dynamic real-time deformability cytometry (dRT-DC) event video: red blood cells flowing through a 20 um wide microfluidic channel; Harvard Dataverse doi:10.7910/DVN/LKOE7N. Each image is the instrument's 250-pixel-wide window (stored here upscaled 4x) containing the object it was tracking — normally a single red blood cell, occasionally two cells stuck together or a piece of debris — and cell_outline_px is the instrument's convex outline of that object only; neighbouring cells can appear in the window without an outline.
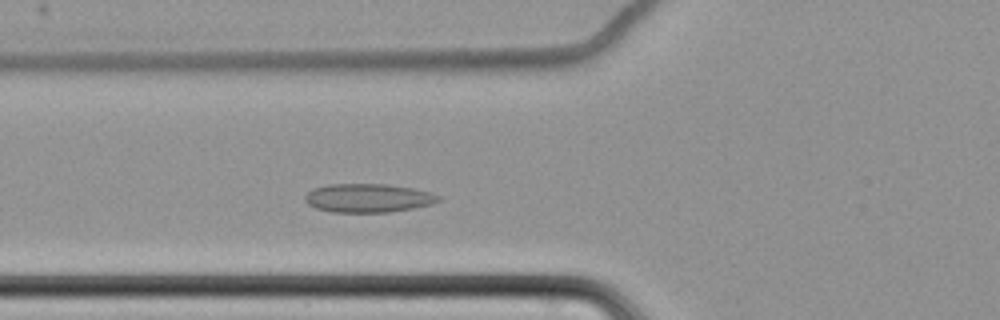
{"species": "common noctule bat (a hibernating species)", "species_latin": "Nyctalus noctula", "temperature_condition": "cold", "stored_images_in_passage": 53, "camera_frame_rate_fps": 3000, "um_per_image_px": 0.085, "animal": {"sex": "female", "body_mass_g": 22.7, "forearm_length_mm": 54.2}, "frame": {"image": 1, "passage_image": 16, "time_ms": 5.0, "image_size_px": [1000, 320], "cell_outline_px": [[440, 200], [432, 204], [412, 208], [388, 212], [332, 212], [316, 208], [308, 204], [304, 200], [304, 196], [312, 188], [328, 184], [388, 184], [412, 188], [432, 192], [440, 196]], "centroid_in_image_um": [31.28, 16.82], "position_along_channel_um": 94.5, "area_um2": 22.37}}
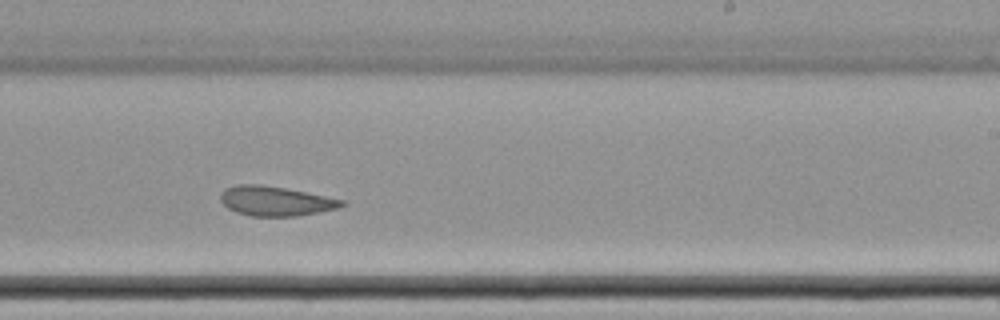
{"frame": {"image": 2, "passage_image": 31, "time_ms": 10.0, "image_size_px": [1000, 320], "cell_outline_px": [[348, 204], [340, 208], [320, 212], [296, 216], [252, 216], [236, 212], [228, 208], [220, 200], [220, 192], [224, 188], [236, 184], [260, 184], [284, 188], [344, 200]], "centroid_in_image_um": [23.41, 17.09], "position_along_channel_um": 265.6, "area_um2": 20.98}}
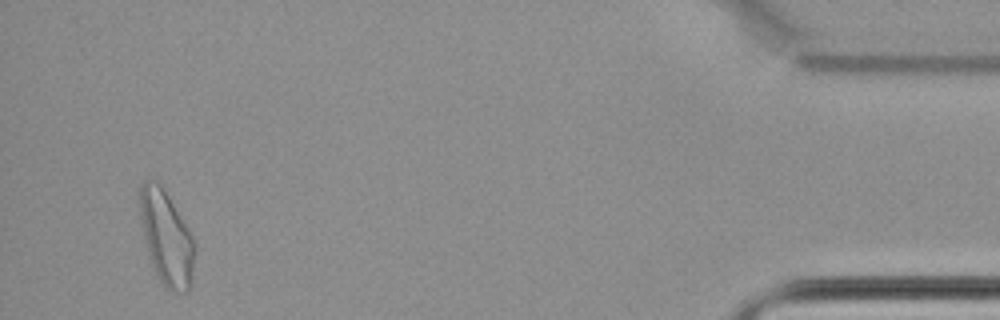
{"frame": {"image": 3, "passage_image": 51, "time_ms": 16.667, "image_size_px": [1000, 320], "cell_outline_px": [[196, 252], [192, 284], [188, 292], [176, 292], [164, 288], [152, 264], [148, 252], [144, 236], [140, 216], [140, 184], [144, 180], [156, 180], [160, 184], [168, 196], [188, 228], [196, 244]], "centroid_in_image_um": [14.18, 20.26], "position_along_channel_um": 421.0, "area_um2": 30.11}, "authors_computed_cell_mechanics": {"area_um2": 22.7154, "velocity_mm_per_s": 3.432, "shape_relaxation_time_tau1_ms": null, "shape_relaxation_time_tau2_ms": 3.9515, "deformation_change_tau1": null, "deformation_change_tau2": 0.0761}}